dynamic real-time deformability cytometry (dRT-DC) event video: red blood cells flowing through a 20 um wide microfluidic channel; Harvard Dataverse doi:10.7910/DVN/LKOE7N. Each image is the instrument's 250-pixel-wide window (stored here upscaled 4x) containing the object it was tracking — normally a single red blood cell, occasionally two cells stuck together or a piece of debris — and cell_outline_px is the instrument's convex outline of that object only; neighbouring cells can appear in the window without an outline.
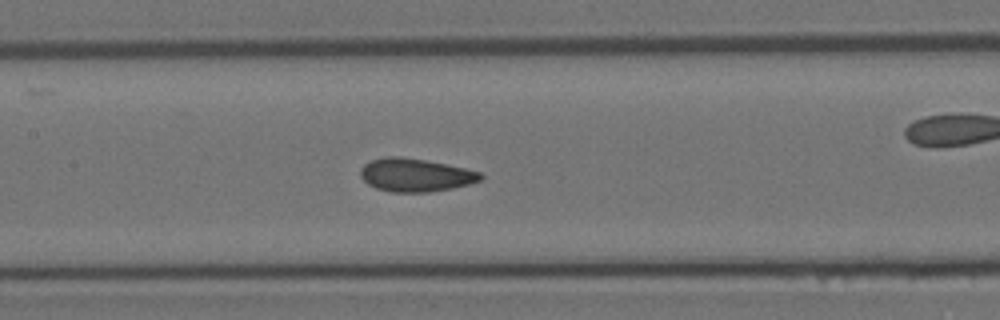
{"species": "Egyptian fruit bat (a non-hibernating species)", "species_latin": "Rousettus aegyptiacus", "temperature_condition": "room temperature", "stored_images_in_passage": 38, "camera_frame_rate_fps": 3000, "um_per_image_px": 0.085, "animal": {"sex": "female"}, "frame": {"image": 1, "passage_image": 17, "time_ms": 5.333, "image_size_px": [1000, 320], "cell_outline_px": [[484, 176], [480, 180], [468, 184], [452, 188], [428, 192], [392, 192], [376, 188], [368, 184], [360, 176], [360, 168], [364, 164], [372, 160], [384, 156], [400, 156], [424, 160], [464, 168], [480, 172]], "centroid_in_image_um": [35.27, 14.87], "position_along_channel_um": 172.1, "area_um2": 23.06}}